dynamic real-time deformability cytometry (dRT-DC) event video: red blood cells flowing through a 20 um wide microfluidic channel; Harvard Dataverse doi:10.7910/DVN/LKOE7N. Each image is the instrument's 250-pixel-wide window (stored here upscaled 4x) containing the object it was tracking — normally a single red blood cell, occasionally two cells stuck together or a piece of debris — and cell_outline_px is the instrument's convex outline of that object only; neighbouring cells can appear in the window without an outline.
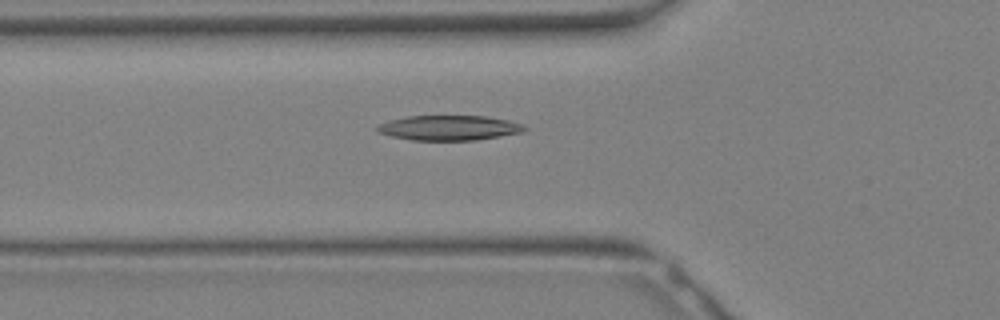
{"species": "Egyptian fruit bat (a non-hibernating species)", "species_latin": "Rousettus aegyptiacus", "temperature_condition": "warm", "stored_images_in_passage": 18, "camera_frame_rate_fps": 3000, "um_per_image_px": 0.085, "animal": {"sex": "female"}, "frame": {"image": 1, "passage_image": 6, "time_ms": 1.667, "image_size_px": [1000, 320], "cell_outline_px": [[528, 128], [524, 132], [476, 140], [412, 140], [392, 136], [376, 132], [372, 128], [388, 120], [408, 116], [484, 116], [508, 120], [524, 124]], "centroid_in_image_um": [38.16, 10.86], "position_along_channel_um": 87.6, "area_um2": 21.56}}
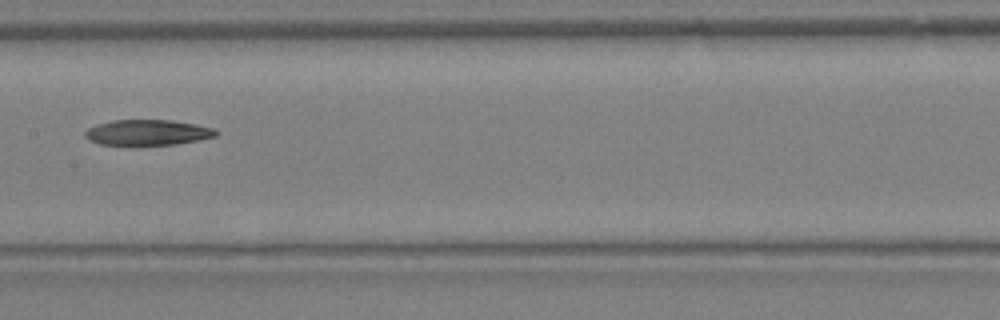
{"frame": {"image": 2, "passage_image": 11, "time_ms": 3.333, "image_size_px": [1000, 320], "cell_outline_px": [[220, 132], [216, 136], [200, 140], [176, 144], [140, 148], [136, 148], [100, 144], [88, 140], [84, 136], [84, 132], [88, 128], [112, 120], [172, 120], [196, 124], [212, 128]], "centroid_in_image_um": [12.52, 11.31], "position_along_channel_um": 194.9, "area_um2": 20.46}}
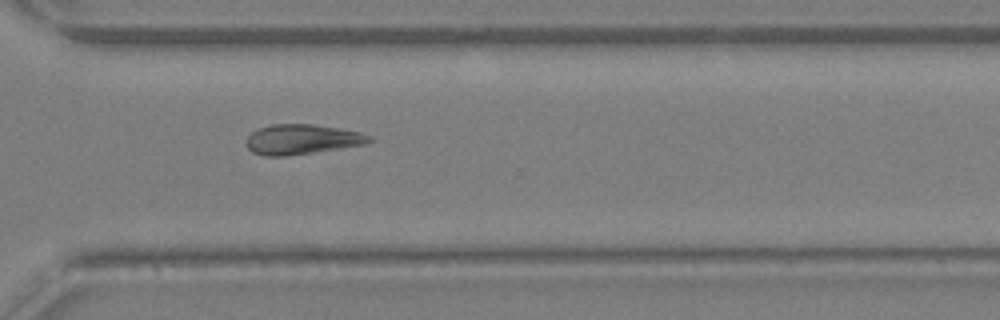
{"frame": {"image": 3, "passage_image": 18, "time_ms": 5.667, "image_size_px": [1000, 320], "cell_outline_px": [[372, 140], [368, 144], [284, 156], [264, 156], [252, 152], [248, 148], [244, 140], [256, 128], [272, 124], [312, 124], [340, 128], [360, 132], [372, 136]], "centroid_in_image_um": [25.65, 11.84], "position_along_channel_um": 345.0, "area_um2": 21.62}}